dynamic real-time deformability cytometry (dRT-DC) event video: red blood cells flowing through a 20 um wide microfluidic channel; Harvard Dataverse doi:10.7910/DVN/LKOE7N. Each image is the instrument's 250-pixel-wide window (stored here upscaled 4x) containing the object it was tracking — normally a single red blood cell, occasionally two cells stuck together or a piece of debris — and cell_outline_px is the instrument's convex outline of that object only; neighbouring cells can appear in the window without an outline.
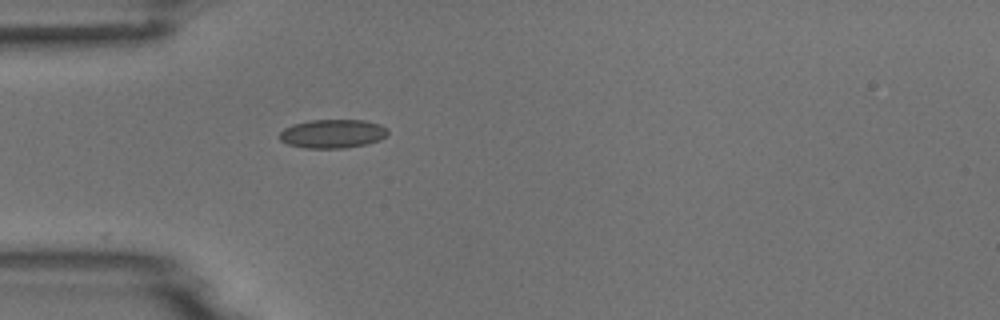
{"species": "common noctule bat (a hibernating species)", "species_latin": "Nyctalus noctula", "temperature_condition": "room temperature", "stored_images_in_passage": 1, "camera_frame_rate_fps": 3000, "um_per_image_px": 0.085, "animal": {"sex": "male", "body_mass_g": 18.8}, "frame": {"image": 1, "passage_image": 1, "time_ms": 0.0, "image_size_px": [1000, 320], "cell_outline_px": [[388, 132], [380, 140], [368, 144], [344, 148], [304, 148], [288, 144], [280, 140], [280, 132], [284, 128], [292, 124], [308, 120], [364, 120], [380, 124], [388, 128]], "centroid_in_image_um": [28.27, 11.36], "position_along_channel_um": 56.7, "area_um2": 18.26}}